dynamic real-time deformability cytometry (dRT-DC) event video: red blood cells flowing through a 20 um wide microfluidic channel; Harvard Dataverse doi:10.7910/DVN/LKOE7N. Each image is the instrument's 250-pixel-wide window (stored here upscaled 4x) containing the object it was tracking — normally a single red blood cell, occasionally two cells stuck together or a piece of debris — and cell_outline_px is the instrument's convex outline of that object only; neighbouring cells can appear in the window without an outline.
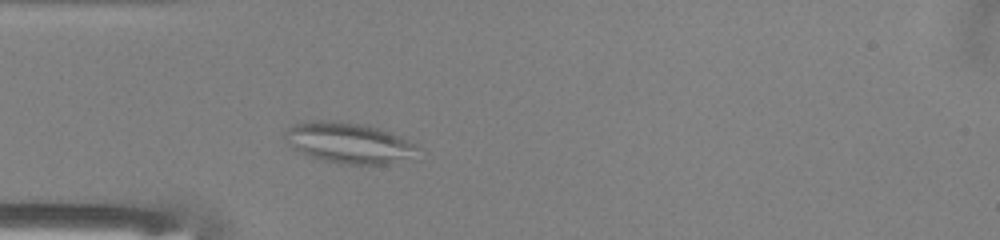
{"species": "common noctule bat (a hibernating species)", "species_latin": "Nyctalus noctula", "temperature_condition": "warm", "stored_images_in_passage": 43, "camera_frame_rate_fps": 3000, "um_per_image_px": 0.085, "animal": {"sex": "male", "body_mass_g": 13.0, "forearm_length_mm": 53.1}, "frame": {"image": 1, "passage_image": 7, "time_ms": 2.0, "image_size_px": [1000, 240], "cell_outline_px": [[420, 148], [388, 164], [344, 164], [320, 160], [300, 152], [292, 148], [284, 136], [284, 132], [292, 124], [304, 120], [340, 120], [368, 124], [400, 136], [416, 144]], "centroid_in_image_um": [29.53, 12.09], "position_along_channel_um": 55.5, "area_um2": 31.39}}
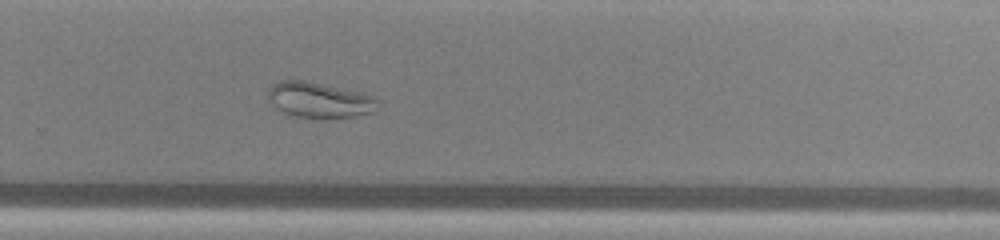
{"frame": {"image": 2, "passage_image": 26, "time_ms": 8.333, "image_size_px": [1000, 240], "cell_outline_px": [[380, 108], [368, 112], [352, 116], [324, 120], [296, 116], [284, 112], [276, 108], [268, 100], [268, 88], [272, 84], [280, 80], [304, 80], [360, 92], [376, 96], [380, 100]], "centroid_in_image_um": [27.16, 8.51], "position_along_channel_um": 302.6, "area_um2": 23.12}}
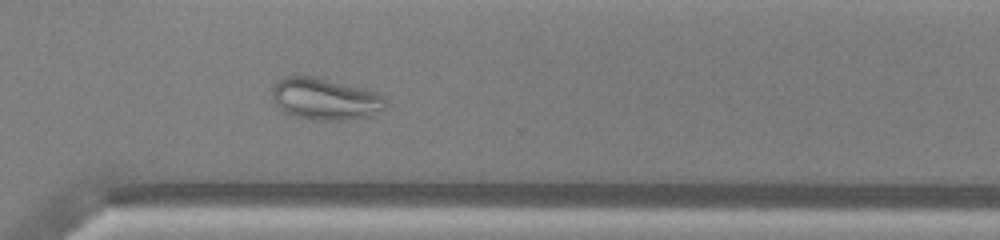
{"frame": {"image": 3, "passage_image": 29, "time_ms": 9.333, "image_size_px": [1000, 240], "cell_outline_px": [[384, 108], [372, 116], [344, 120], [312, 120], [296, 116], [284, 112], [276, 104], [272, 96], [272, 88], [276, 80], [284, 76], [312, 76], [364, 88], [376, 92], [384, 96]], "centroid_in_image_um": [27.61, 8.41], "position_along_channel_um": 343.0, "area_um2": 27.63}}